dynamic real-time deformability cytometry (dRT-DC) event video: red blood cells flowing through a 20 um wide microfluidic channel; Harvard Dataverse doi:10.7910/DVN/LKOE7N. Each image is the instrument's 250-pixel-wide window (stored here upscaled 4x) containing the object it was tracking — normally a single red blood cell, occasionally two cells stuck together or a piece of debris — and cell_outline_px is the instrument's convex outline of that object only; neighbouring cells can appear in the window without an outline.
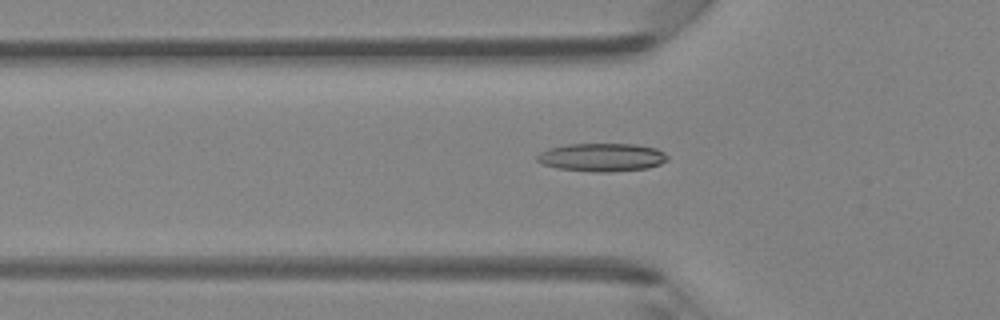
{"species": "Egyptian fruit bat (a non-hibernating species)", "species_latin": "Rousettus aegyptiacus", "temperature_condition": "room temperature", "stored_images_in_passage": 47, "camera_frame_rate_fps": 3000, "um_per_image_px": 0.085, "animal": {"sex": "female"}, "frame": {"image": 1, "passage_image": 16, "time_ms": 5.0, "image_size_px": [1000, 320], "cell_outline_px": [[668, 160], [660, 164], [648, 168], [608, 172], [596, 172], [556, 168], [544, 164], [536, 160], [536, 156], [540, 152], [548, 148], [568, 144], [636, 144], [656, 148], [664, 152], [668, 156]], "centroid_in_image_um": [51.17, 13.37], "position_along_channel_um": 74.6, "area_um2": 21.5}}
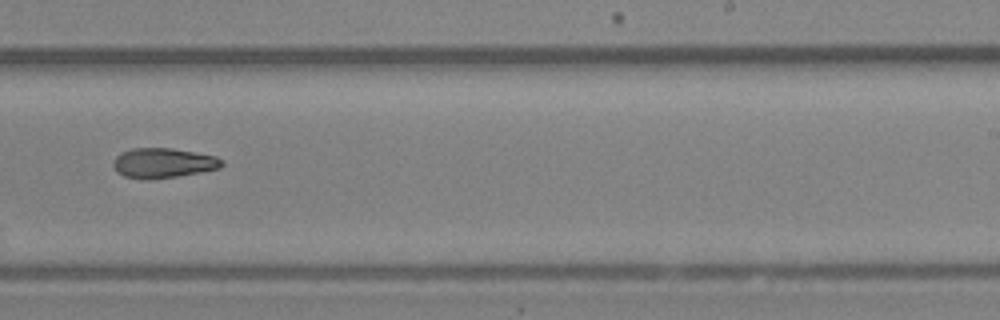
{"frame": {"image": 2, "passage_image": 30, "time_ms": 9.667, "image_size_px": [1000, 320], "cell_outline_px": [[224, 164], [220, 168], [200, 172], [176, 176], [148, 180], [144, 180], [124, 176], [116, 172], [112, 164], [112, 160], [120, 152], [132, 148], [172, 148], [216, 156], [224, 160]], "centroid_in_image_um": [13.84, 13.85], "position_along_channel_um": 275.2, "area_um2": 19.13}}
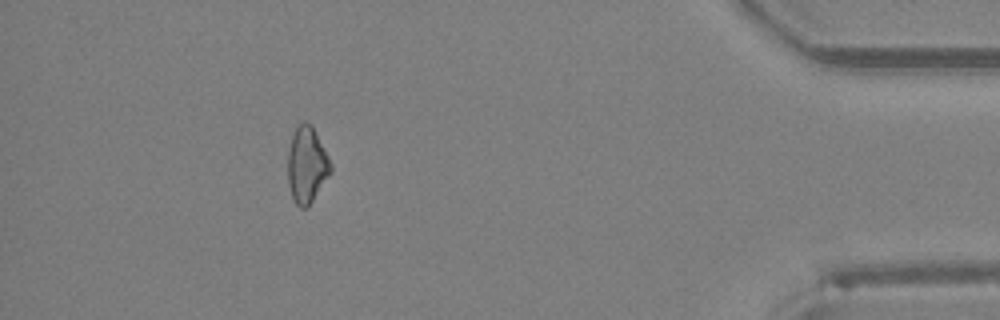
{"frame": {"image": 3, "passage_image": 43, "time_ms": 14.0, "image_size_px": [1000, 320], "cell_outline_px": [[332, 172], [312, 200], [304, 208], [300, 208], [292, 200], [288, 184], [288, 152], [292, 136], [296, 128], [304, 120], [312, 124], [332, 164]], "centroid_in_image_um": [26.08, 14.01], "position_along_channel_um": 409.1, "area_um2": 19.02}}